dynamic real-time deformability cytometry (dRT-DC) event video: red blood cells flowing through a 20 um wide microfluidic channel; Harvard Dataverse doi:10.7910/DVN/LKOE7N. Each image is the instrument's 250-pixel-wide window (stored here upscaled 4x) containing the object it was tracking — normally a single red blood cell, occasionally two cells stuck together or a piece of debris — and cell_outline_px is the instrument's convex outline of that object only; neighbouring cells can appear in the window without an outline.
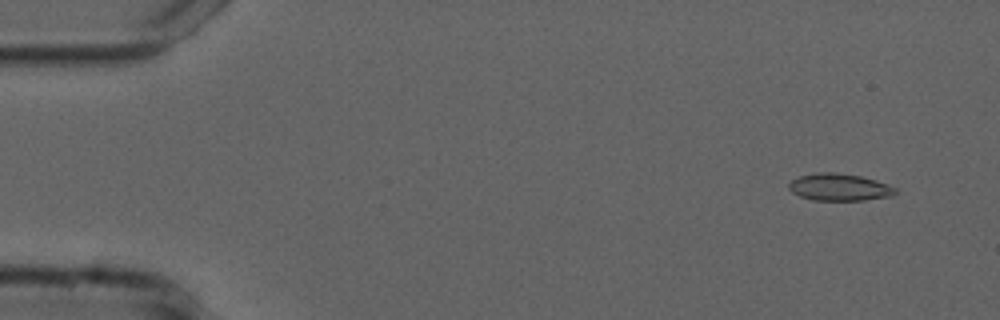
{"species": "common noctule bat (a hibernating species)", "species_latin": "Nyctalus noctula", "temperature_condition": "cold", "stored_images_in_passage": 54, "camera_frame_rate_fps": 3000, "um_per_image_px": 0.085, "animal": {"sex": "male", "forearm_length_mm": 52.5}, "frame": {"image": 1, "passage_image": 4, "time_ms": 1.0, "image_size_px": [1000, 320], "cell_outline_px": [[896, 192], [892, 196], [864, 200], [812, 200], [800, 196], [792, 192], [788, 188], [788, 184], [792, 180], [800, 176], [816, 172], [836, 172], [860, 176], [876, 180], [896, 188]], "centroid_in_image_um": [71.33, 15.91], "position_along_channel_um": 13.7, "area_um2": 16.82}}
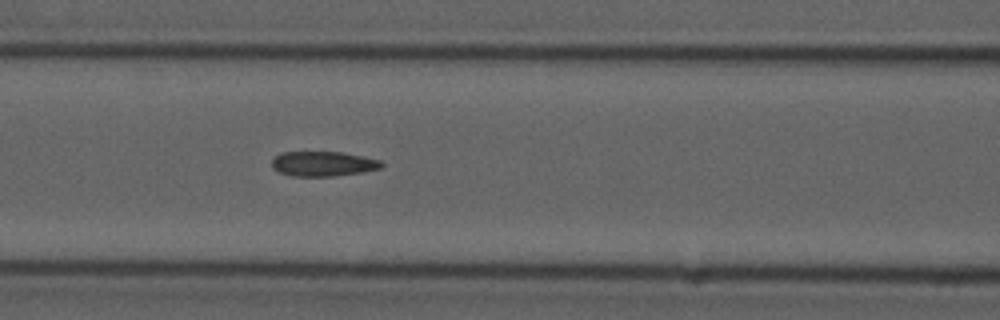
{"frame": {"image": 2, "passage_image": 23, "time_ms": 7.333, "image_size_px": [1000, 320], "cell_outline_px": [[384, 164], [380, 168], [364, 172], [332, 176], [292, 176], [280, 172], [272, 168], [272, 160], [280, 152], [340, 152], [364, 156], [380, 160]], "centroid_in_image_um": [27.47, 13.92], "position_along_channel_um": 139.1, "area_um2": 15.9}}
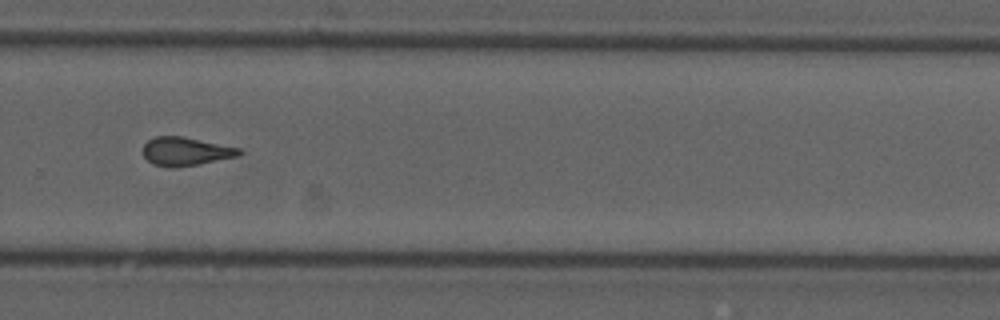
{"frame": {"image": 3, "passage_image": 37, "time_ms": 12.0, "image_size_px": [1000, 320], "cell_outline_px": [[244, 152], [240, 156], [196, 164], [172, 168], [152, 164], [144, 156], [144, 144], [148, 140], [156, 136], [180, 136], [240, 148]], "centroid_in_image_um": [15.79, 12.87], "position_along_channel_um": 314.0, "area_um2": 15.78}, "authors_computed_cell_mechanics": {"area_um2": 16.3574, "velocity_mm_per_s": 3.7521, "shape_relaxation_time_tau1_ms": null, "shape_relaxation_time_tau2_ms": 3.9407, "deformation_change_tau1": null, "deformation_change_tau2": 0.1261}}